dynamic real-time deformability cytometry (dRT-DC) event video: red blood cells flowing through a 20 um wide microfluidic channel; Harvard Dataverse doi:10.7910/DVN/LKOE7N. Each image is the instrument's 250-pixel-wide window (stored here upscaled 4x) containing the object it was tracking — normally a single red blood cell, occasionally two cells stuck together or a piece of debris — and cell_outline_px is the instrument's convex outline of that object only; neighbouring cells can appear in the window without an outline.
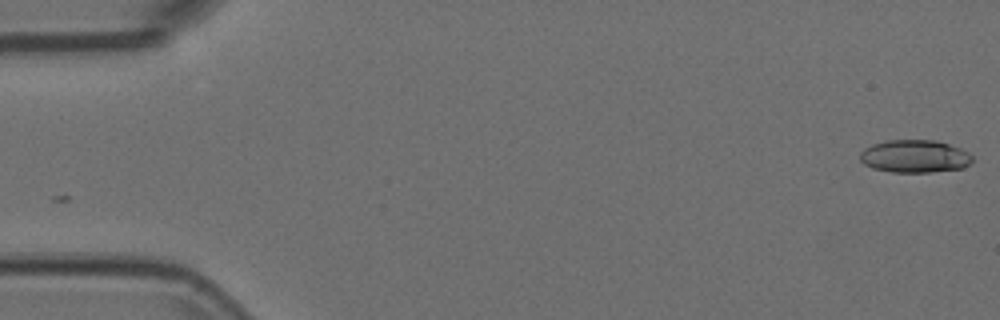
{"species": "Egyptian fruit bat (a non-hibernating species)", "species_latin": "Rousettus aegyptiacus", "temperature_condition": "room temperature", "stored_images_in_passage": 55, "camera_frame_rate_fps": 3000, "um_per_image_px": 0.085, "animal": {"sex": "female"}, "frame": {"image": 1, "passage_image": 1, "time_ms": 0.0, "image_size_px": [1000, 320], "cell_outline_px": [[972, 160], [964, 168], [932, 172], [892, 172], [872, 168], [864, 164], [860, 160], [860, 152], [864, 148], [872, 144], [888, 140], [936, 140], [960, 148], [968, 152], [972, 156]], "centroid_in_image_um": [77.73, 13.28], "position_along_channel_um": 7.3, "area_um2": 21.5}}
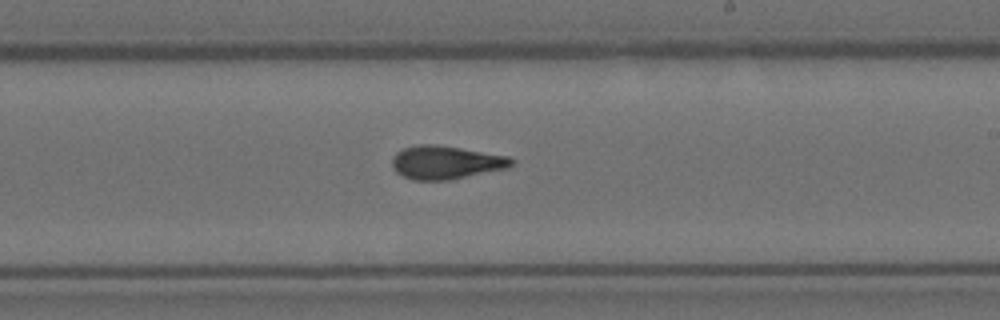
{"frame": {"image": 2, "passage_image": 32, "time_ms": 10.333, "image_size_px": [1000, 320], "cell_outline_px": [[516, 160], [508, 168], [448, 180], [412, 180], [396, 172], [392, 168], [392, 156], [396, 152], [404, 148], [420, 144], [436, 144], [508, 156]], "centroid_in_image_um": [37.88, 13.8], "position_along_channel_um": 251.1, "area_um2": 23.18}}
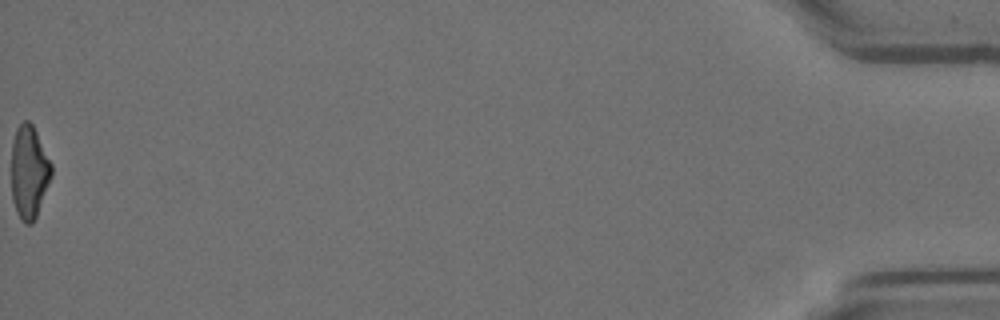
{"frame": {"image": 3, "passage_image": 55, "time_ms": 18.0, "image_size_px": [1000, 320], "cell_outline_px": [[52, 176], [36, 216], [32, 224], [24, 224], [20, 220], [16, 212], [12, 200], [12, 140], [16, 128], [24, 120], [28, 120], [32, 124], [52, 164]], "centroid_in_image_um": [2.46, 14.64], "position_along_channel_um": 432.7, "area_um2": 21.73}}